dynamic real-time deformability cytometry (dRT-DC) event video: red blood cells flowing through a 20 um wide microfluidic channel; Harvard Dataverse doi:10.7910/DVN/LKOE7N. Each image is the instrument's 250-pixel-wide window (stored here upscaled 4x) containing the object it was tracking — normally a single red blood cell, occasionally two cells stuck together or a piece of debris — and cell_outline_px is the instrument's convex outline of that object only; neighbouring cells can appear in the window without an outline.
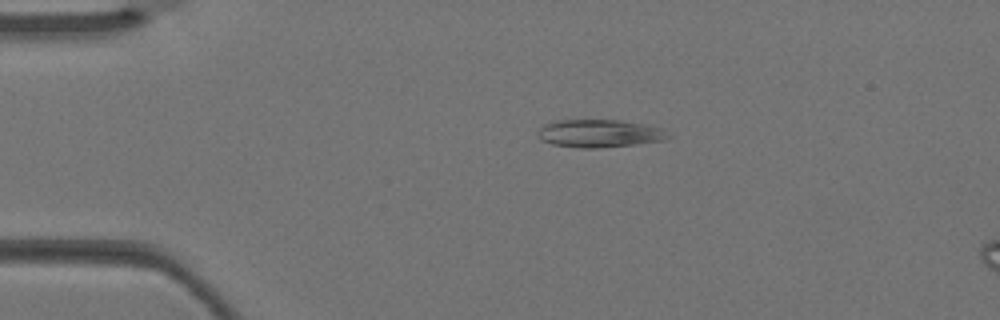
{"species": "Egyptian fruit bat (a non-hibernating species)", "species_latin": "Rousettus aegyptiacus", "temperature_condition": "warm", "stored_images_in_passage": 4, "camera_frame_rate_fps": 3000, "um_per_image_px": 0.085, "animal": {"sex": "female"}, "frame": {"image": 1, "passage_image": 3, "time_ms": 0.667, "image_size_px": [1000, 320], "cell_outline_px": [[672, 136], [664, 140], [632, 144], [596, 148], [580, 148], [552, 144], [540, 140], [536, 136], [540, 128], [544, 124], [552, 120], [620, 120], [644, 124], [660, 128]], "centroid_in_image_um": [50.89, 11.33], "position_along_channel_um": 34.1, "area_um2": 21.1}}